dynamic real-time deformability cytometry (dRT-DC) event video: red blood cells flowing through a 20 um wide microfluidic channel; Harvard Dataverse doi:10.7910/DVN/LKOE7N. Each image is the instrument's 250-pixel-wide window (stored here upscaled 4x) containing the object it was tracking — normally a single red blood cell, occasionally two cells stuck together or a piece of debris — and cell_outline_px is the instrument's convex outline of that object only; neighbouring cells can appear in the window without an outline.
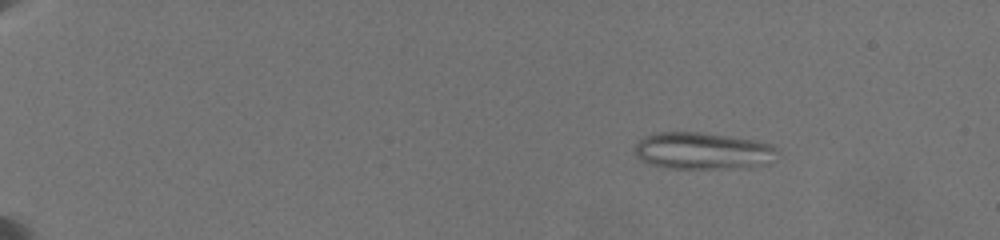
{"species": "common noctule bat (a hibernating species)", "species_latin": "Nyctalus noctula", "temperature_condition": "warm", "stored_images_in_passage": 48, "camera_frame_rate_fps": 3000, "um_per_image_px": 0.085, "animal": {"sex": "female", "body_mass_g": 19.5, "forearm_length_mm": 54.1}, "frame": {"image": 1, "passage_image": 14, "time_ms": 3.0, "image_size_px": [1000, 240], "cell_outline_px": [[776, 148], [768, 164], [748, 168], [668, 168], [648, 164], [640, 160], [636, 156], [636, 144], [644, 136], [660, 132], [700, 132], [756, 140], [772, 144]], "centroid_in_image_um": [59.71, 12.83], "position_along_channel_um": 25.3, "area_um2": 30.63}}